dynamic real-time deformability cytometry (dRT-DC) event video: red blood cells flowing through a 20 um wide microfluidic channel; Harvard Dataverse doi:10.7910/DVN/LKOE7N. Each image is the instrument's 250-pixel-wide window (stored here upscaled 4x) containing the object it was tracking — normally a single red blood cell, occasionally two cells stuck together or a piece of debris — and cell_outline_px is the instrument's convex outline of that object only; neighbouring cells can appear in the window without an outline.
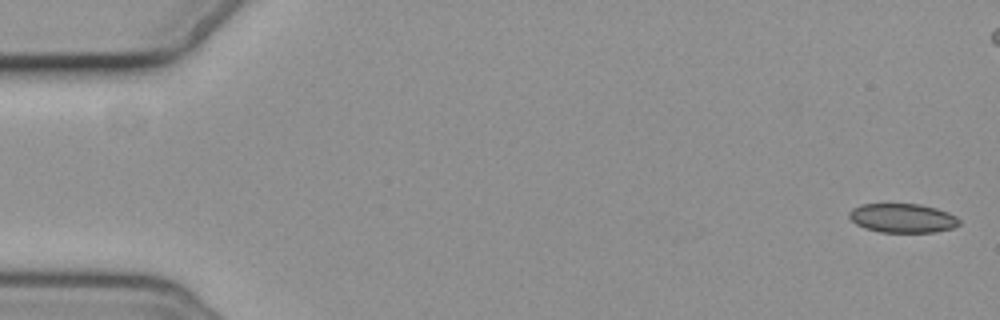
{"species": "common noctule bat (a hibernating species)", "species_latin": "Nyctalus noctula", "temperature_condition": "cold", "stored_images_in_passage": 4, "camera_frame_rate_fps": 3000, "um_per_image_px": 0.085, "animal": {"sex": "female", "body_mass_g": 19.3, "forearm_length_mm": 54.1}, "frame": {"image": 1, "passage_image": 1, "time_ms": 0.0, "image_size_px": [1000, 320], "cell_outline_px": [[960, 224], [952, 228], [936, 232], [880, 232], [864, 228], [856, 224], [848, 216], [848, 212], [852, 208], [860, 204], [920, 204], [936, 208], [948, 212], [956, 216], [960, 220]], "centroid_in_image_um": [76.71, 18.54], "position_along_channel_um": 8.3, "area_um2": 18.79}}